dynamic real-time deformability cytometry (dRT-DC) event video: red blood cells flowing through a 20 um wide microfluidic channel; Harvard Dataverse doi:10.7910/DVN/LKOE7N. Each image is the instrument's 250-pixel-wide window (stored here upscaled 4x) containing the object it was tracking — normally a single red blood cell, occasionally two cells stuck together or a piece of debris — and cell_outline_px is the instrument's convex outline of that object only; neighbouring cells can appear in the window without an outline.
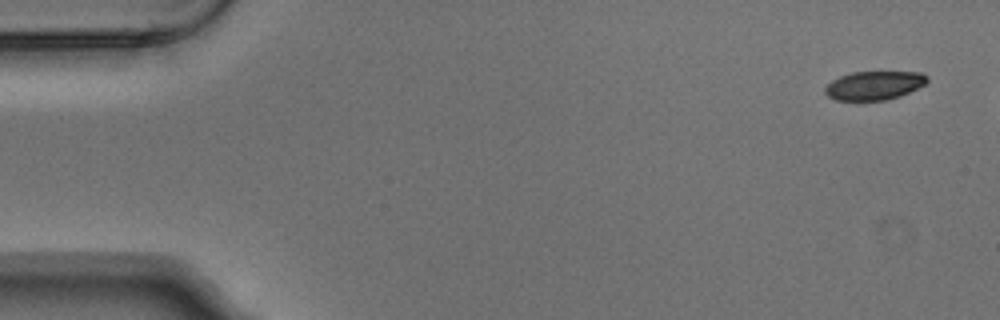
{"species": "Egyptian fruit bat (a non-hibernating species)", "species_latin": "Rousettus aegyptiacus", "temperature_condition": "warm", "stored_images_in_passage": 4, "camera_frame_rate_fps": 3000, "um_per_image_px": 0.085, "animal": {"sex": "male"}, "frame": {"image": 1, "passage_image": 1, "time_ms": 0.0, "image_size_px": [1000, 320], "cell_outline_px": [[928, 80], [924, 84], [900, 96], [888, 100], [836, 100], [828, 96], [824, 92], [824, 88], [832, 80], [840, 76], [852, 72], [920, 72], [928, 76]], "centroid_in_image_um": [74.29, 7.26], "position_along_channel_um": 10.7, "area_um2": 16.99}}